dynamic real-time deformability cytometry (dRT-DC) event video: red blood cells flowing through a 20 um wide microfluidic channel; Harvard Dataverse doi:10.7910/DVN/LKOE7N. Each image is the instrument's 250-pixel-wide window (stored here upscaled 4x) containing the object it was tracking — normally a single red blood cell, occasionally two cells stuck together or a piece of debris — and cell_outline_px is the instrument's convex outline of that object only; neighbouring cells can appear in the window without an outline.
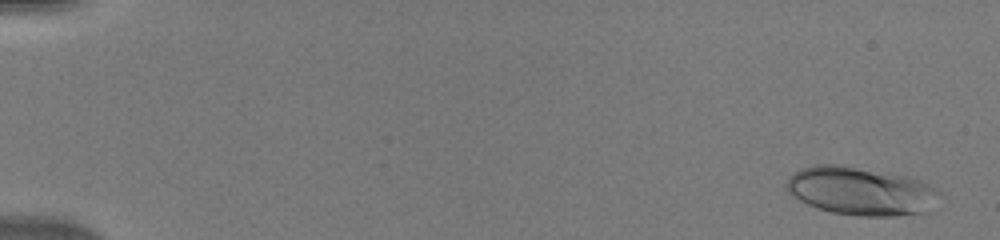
{"species": "human", "species_latin": "Homo sapiens", "temperature_condition": "warm", "stored_images_in_passage": 49, "camera_frame_rate_fps": 3000, "um_per_image_px": 0.085, "donor": {"sex": "male"}, "frame": {"image": 1, "passage_image": 1, "time_ms": 0.0, "image_size_px": [1000, 240], "cell_outline_px": [[940, 192], [928, 212], [892, 216], [856, 216], [832, 212], [808, 204], [792, 196], [784, 188], [784, 184], [788, 176], [792, 172], [800, 168], [816, 164], [840, 164], [908, 176], [920, 180], [936, 188]], "centroid_in_image_um": [73.11, 16.22], "position_along_channel_um": 11.9, "area_um2": 43.35}}
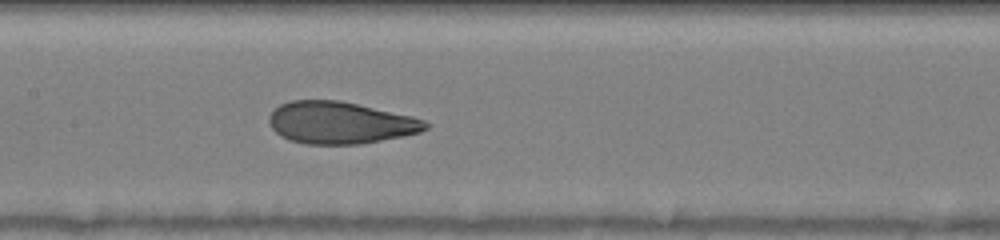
{"frame": {"image": 2, "passage_image": 25, "time_ms": 8.0, "image_size_px": [1000, 240], "cell_outline_px": [[432, 124], [428, 128], [420, 132], [404, 136], [360, 144], [304, 144], [288, 140], [280, 136], [272, 128], [268, 120], [268, 116], [280, 104], [292, 100], [340, 100], [412, 116], [424, 120]], "centroid_in_image_um": [28.92, 10.43], "position_along_channel_um": 178.5, "area_um2": 38.49}}
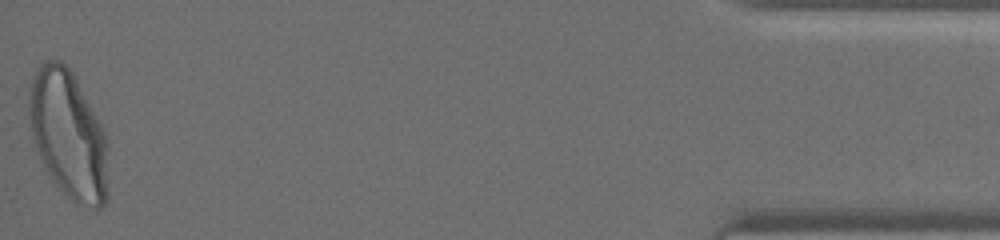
{"frame": {"image": 3, "passage_image": 49, "time_ms": 16.0, "image_size_px": [1000, 240], "cell_outline_px": [[108, 200], [100, 208], [96, 208], [76, 200], [68, 196], [56, 184], [48, 172], [36, 148], [32, 136], [28, 104], [28, 96], [32, 80], [36, 68], [44, 60], [60, 60], [76, 76], [104, 128], [108, 192]], "centroid_in_image_um": [5.81, 11.37], "position_along_channel_um": 429.4, "area_um2": 58.49}}